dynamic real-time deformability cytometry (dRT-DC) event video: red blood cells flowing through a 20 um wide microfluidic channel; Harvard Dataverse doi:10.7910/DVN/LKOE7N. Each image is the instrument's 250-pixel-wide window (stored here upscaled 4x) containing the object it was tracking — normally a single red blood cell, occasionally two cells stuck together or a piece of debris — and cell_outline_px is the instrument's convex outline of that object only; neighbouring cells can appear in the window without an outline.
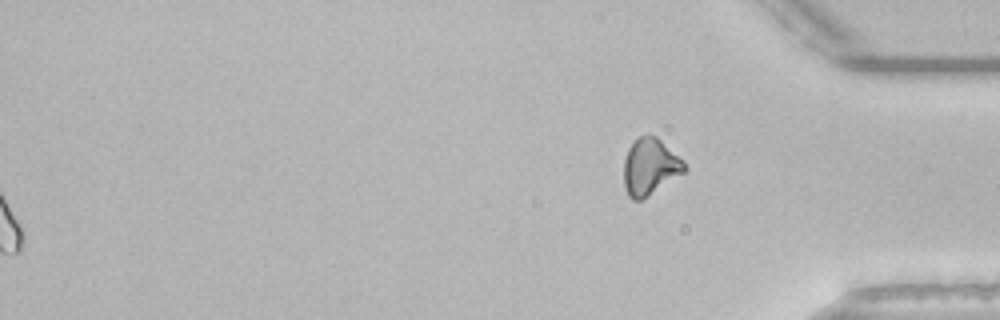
{"species": "common noctule bat (a hibernating species)", "species_latin": "Nyctalus noctula", "temperature_condition": "room temperature", "stored_images_in_passage": 54, "segment_of_instrument_passage": [2, 2], "camera_frame_rate_fps": 3000, "um_per_image_px": 0.085, "animal": {"sex": "male", "body_mass_g": 21.5, "forearm_length_mm": 52.0}, "frame": {"image": 1, "passage_image": 54, "time_ms": 17.667, "image_size_px": [1000, 320], "cell_outline_px": [[688, 168], [684, 172], [640, 200], [632, 200], [628, 196], [624, 188], [624, 160], [628, 148], [640, 136], [648, 132], [656, 136], [684, 160]], "centroid_in_image_um": [55.25, 14.14], "position_along_channel_um": 380.0, "area_um2": 19.94}}